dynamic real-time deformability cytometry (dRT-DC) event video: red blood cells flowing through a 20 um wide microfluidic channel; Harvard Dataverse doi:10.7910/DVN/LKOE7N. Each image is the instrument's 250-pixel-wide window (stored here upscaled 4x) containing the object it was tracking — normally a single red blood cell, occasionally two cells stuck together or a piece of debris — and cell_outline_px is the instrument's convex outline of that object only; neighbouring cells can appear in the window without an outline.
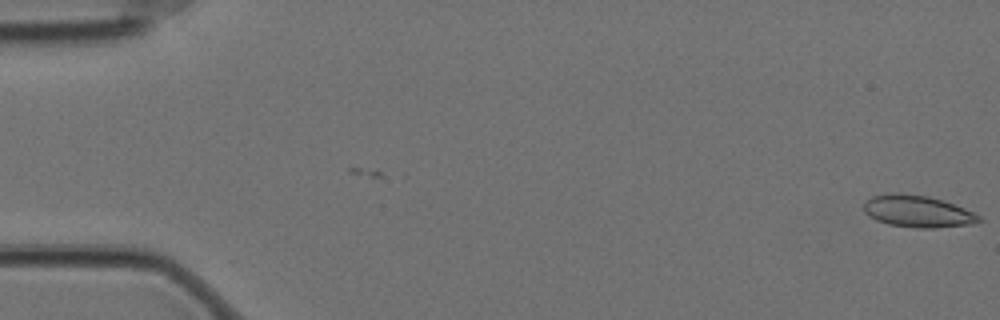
{"species": "Egyptian fruit bat (a non-hibernating species)", "species_latin": "Rousettus aegyptiacus", "temperature_condition": "cold", "stored_images_in_passage": 6, "camera_frame_rate_fps": 3000, "um_per_image_px": 0.085, "animal": {"sex": "female"}, "frame": {"image": 1, "passage_image": 6, "time_ms": 1.667, "image_size_px": [1000, 320], "cell_outline_px": [[984, 220], [972, 224], [936, 228], [916, 228], [888, 224], [876, 220], [868, 216], [864, 212], [864, 204], [872, 196], [892, 192], [900, 192], [928, 196], [964, 208], [980, 216]], "centroid_in_image_um": [77.98, 17.97], "position_along_channel_um": 7.0, "area_um2": 21.44}}